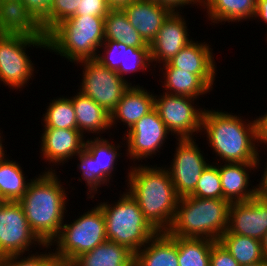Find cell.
I'll return each mask as SVG.
<instances>
[{
	"label": "cell",
	"instance_id": "obj_1",
	"mask_svg": "<svg viewBox=\"0 0 267 266\" xmlns=\"http://www.w3.org/2000/svg\"><path fill=\"white\" fill-rule=\"evenodd\" d=\"M252 120L239 113L204 109L201 135L207 137L208 146L218 160L215 163H260L256 118Z\"/></svg>",
	"mask_w": 267,
	"mask_h": 266
},
{
	"label": "cell",
	"instance_id": "obj_2",
	"mask_svg": "<svg viewBox=\"0 0 267 266\" xmlns=\"http://www.w3.org/2000/svg\"><path fill=\"white\" fill-rule=\"evenodd\" d=\"M166 166L133 164L125 183L128 185L126 191L137 201L145 218L158 232L170 229L180 198Z\"/></svg>",
	"mask_w": 267,
	"mask_h": 266
},
{
	"label": "cell",
	"instance_id": "obj_3",
	"mask_svg": "<svg viewBox=\"0 0 267 266\" xmlns=\"http://www.w3.org/2000/svg\"><path fill=\"white\" fill-rule=\"evenodd\" d=\"M57 172H41L33 177L18 201L29 226L37 237L49 245L59 234L68 210V191ZM69 199V200H68Z\"/></svg>",
	"mask_w": 267,
	"mask_h": 266
},
{
	"label": "cell",
	"instance_id": "obj_4",
	"mask_svg": "<svg viewBox=\"0 0 267 266\" xmlns=\"http://www.w3.org/2000/svg\"><path fill=\"white\" fill-rule=\"evenodd\" d=\"M230 205L227 199L181 197L167 232L174 237L218 241L228 230Z\"/></svg>",
	"mask_w": 267,
	"mask_h": 266
},
{
	"label": "cell",
	"instance_id": "obj_5",
	"mask_svg": "<svg viewBox=\"0 0 267 266\" xmlns=\"http://www.w3.org/2000/svg\"><path fill=\"white\" fill-rule=\"evenodd\" d=\"M105 17L74 15L62 21L47 34L46 50L70 63L96 59L105 40Z\"/></svg>",
	"mask_w": 267,
	"mask_h": 266
},
{
	"label": "cell",
	"instance_id": "obj_6",
	"mask_svg": "<svg viewBox=\"0 0 267 266\" xmlns=\"http://www.w3.org/2000/svg\"><path fill=\"white\" fill-rule=\"evenodd\" d=\"M110 204L105 201L97 203L104 214L107 239L136 254L158 231L145 218L126 188L119 200Z\"/></svg>",
	"mask_w": 267,
	"mask_h": 266
},
{
	"label": "cell",
	"instance_id": "obj_7",
	"mask_svg": "<svg viewBox=\"0 0 267 266\" xmlns=\"http://www.w3.org/2000/svg\"><path fill=\"white\" fill-rule=\"evenodd\" d=\"M78 217L69 223L64 221L59 234L49 244L56 245L52 250L62 266H69L80 255L108 240L104 214L97 204Z\"/></svg>",
	"mask_w": 267,
	"mask_h": 266
},
{
	"label": "cell",
	"instance_id": "obj_8",
	"mask_svg": "<svg viewBox=\"0 0 267 266\" xmlns=\"http://www.w3.org/2000/svg\"><path fill=\"white\" fill-rule=\"evenodd\" d=\"M47 49V40L24 35L0 34V83L12 90L28 86L34 77L35 64L28 48ZM15 88V89H14Z\"/></svg>",
	"mask_w": 267,
	"mask_h": 266
},
{
	"label": "cell",
	"instance_id": "obj_9",
	"mask_svg": "<svg viewBox=\"0 0 267 266\" xmlns=\"http://www.w3.org/2000/svg\"><path fill=\"white\" fill-rule=\"evenodd\" d=\"M74 64L83 67L81 84L78 86L79 92L90 97L109 114L116 109L125 92L133 85L96 59L82 60Z\"/></svg>",
	"mask_w": 267,
	"mask_h": 266
},
{
	"label": "cell",
	"instance_id": "obj_10",
	"mask_svg": "<svg viewBox=\"0 0 267 266\" xmlns=\"http://www.w3.org/2000/svg\"><path fill=\"white\" fill-rule=\"evenodd\" d=\"M196 99L164 92L155 95V109L175 139H194V135L201 134L205 108L196 107Z\"/></svg>",
	"mask_w": 267,
	"mask_h": 266
},
{
	"label": "cell",
	"instance_id": "obj_11",
	"mask_svg": "<svg viewBox=\"0 0 267 266\" xmlns=\"http://www.w3.org/2000/svg\"><path fill=\"white\" fill-rule=\"evenodd\" d=\"M37 245L46 246L29 226L20 203L4 201L0 208V256H26Z\"/></svg>",
	"mask_w": 267,
	"mask_h": 266
},
{
	"label": "cell",
	"instance_id": "obj_12",
	"mask_svg": "<svg viewBox=\"0 0 267 266\" xmlns=\"http://www.w3.org/2000/svg\"><path fill=\"white\" fill-rule=\"evenodd\" d=\"M123 135L122 139L124 140L120 143L125 148L127 147L125 149L127 155L124 156L131 159L134 164L137 160V163L140 161L142 163L143 159L146 161L145 158L150 159L154 155L157 156L156 154L160 153L168 136H172L155 108Z\"/></svg>",
	"mask_w": 267,
	"mask_h": 266
},
{
	"label": "cell",
	"instance_id": "obj_13",
	"mask_svg": "<svg viewBox=\"0 0 267 266\" xmlns=\"http://www.w3.org/2000/svg\"><path fill=\"white\" fill-rule=\"evenodd\" d=\"M175 154L166 169L169 171L177 195H191L202 172L210 164L194 139H176ZM207 159V160H206ZM207 161V162H206ZM170 166V167H169Z\"/></svg>",
	"mask_w": 267,
	"mask_h": 266
},
{
	"label": "cell",
	"instance_id": "obj_14",
	"mask_svg": "<svg viewBox=\"0 0 267 266\" xmlns=\"http://www.w3.org/2000/svg\"><path fill=\"white\" fill-rule=\"evenodd\" d=\"M42 130L41 142H39L41 143V159H45V162L51 164L48 168L45 166L44 172H56L54 166H63L84 149L87 136H84L79 130L58 128H44Z\"/></svg>",
	"mask_w": 267,
	"mask_h": 266
},
{
	"label": "cell",
	"instance_id": "obj_15",
	"mask_svg": "<svg viewBox=\"0 0 267 266\" xmlns=\"http://www.w3.org/2000/svg\"><path fill=\"white\" fill-rule=\"evenodd\" d=\"M228 231L262 241L267 232V196L259 193L248 201L232 202Z\"/></svg>",
	"mask_w": 267,
	"mask_h": 266
},
{
	"label": "cell",
	"instance_id": "obj_16",
	"mask_svg": "<svg viewBox=\"0 0 267 266\" xmlns=\"http://www.w3.org/2000/svg\"><path fill=\"white\" fill-rule=\"evenodd\" d=\"M182 15H181V14ZM182 12H172L158 30L157 36L149 44L151 63L169 62L182 48L191 41L188 26Z\"/></svg>",
	"mask_w": 267,
	"mask_h": 266
},
{
	"label": "cell",
	"instance_id": "obj_17",
	"mask_svg": "<svg viewBox=\"0 0 267 266\" xmlns=\"http://www.w3.org/2000/svg\"><path fill=\"white\" fill-rule=\"evenodd\" d=\"M191 41L182 48L169 62L158 68H178L191 74L199 75L212 89L217 75V63L209 43Z\"/></svg>",
	"mask_w": 267,
	"mask_h": 266
},
{
	"label": "cell",
	"instance_id": "obj_18",
	"mask_svg": "<svg viewBox=\"0 0 267 266\" xmlns=\"http://www.w3.org/2000/svg\"><path fill=\"white\" fill-rule=\"evenodd\" d=\"M214 164L218 167L220 174L223 199H227L231 203L248 201L260 193V184L252 186L249 174L252 172L251 170L260 169L261 163L219 162Z\"/></svg>",
	"mask_w": 267,
	"mask_h": 266
},
{
	"label": "cell",
	"instance_id": "obj_19",
	"mask_svg": "<svg viewBox=\"0 0 267 266\" xmlns=\"http://www.w3.org/2000/svg\"><path fill=\"white\" fill-rule=\"evenodd\" d=\"M121 9L133 28L148 44L155 39L158 30L172 13L169 8L151 0H133Z\"/></svg>",
	"mask_w": 267,
	"mask_h": 266
},
{
	"label": "cell",
	"instance_id": "obj_20",
	"mask_svg": "<svg viewBox=\"0 0 267 266\" xmlns=\"http://www.w3.org/2000/svg\"><path fill=\"white\" fill-rule=\"evenodd\" d=\"M0 34L47 39L41 23L21 0H0Z\"/></svg>",
	"mask_w": 267,
	"mask_h": 266
},
{
	"label": "cell",
	"instance_id": "obj_21",
	"mask_svg": "<svg viewBox=\"0 0 267 266\" xmlns=\"http://www.w3.org/2000/svg\"><path fill=\"white\" fill-rule=\"evenodd\" d=\"M155 108V94L143 86L131 85L118 102L116 109L111 113V128L116 124L125 125L127 130L133 127L143 116ZM120 120V121H119Z\"/></svg>",
	"mask_w": 267,
	"mask_h": 266
},
{
	"label": "cell",
	"instance_id": "obj_22",
	"mask_svg": "<svg viewBox=\"0 0 267 266\" xmlns=\"http://www.w3.org/2000/svg\"><path fill=\"white\" fill-rule=\"evenodd\" d=\"M134 266H179L177 237L158 232L135 254Z\"/></svg>",
	"mask_w": 267,
	"mask_h": 266
},
{
	"label": "cell",
	"instance_id": "obj_23",
	"mask_svg": "<svg viewBox=\"0 0 267 266\" xmlns=\"http://www.w3.org/2000/svg\"><path fill=\"white\" fill-rule=\"evenodd\" d=\"M70 98L75 110L77 130L83 135L87 132L101 137V134L111 129V114L102 106L80 92Z\"/></svg>",
	"mask_w": 267,
	"mask_h": 266
},
{
	"label": "cell",
	"instance_id": "obj_24",
	"mask_svg": "<svg viewBox=\"0 0 267 266\" xmlns=\"http://www.w3.org/2000/svg\"><path fill=\"white\" fill-rule=\"evenodd\" d=\"M203 6V7H202ZM257 0H201L211 25L254 19Z\"/></svg>",
	"mask_w": 267,
	"mask_h": 266
},
{
	"label": "cell",
	"instance_id": "obj_25",
	"mask_svg": "<svg viewBox=\"0 0 267 266\" xmlns=\"http://www.w3.org/2000/svg\"><path fill=\"white\" fill-rule=\"evenodd\" d=\"M121 147L123 146L120 143L116 144L115 142L113 144V141L110 142L108 138L104 139L102 136H94V138L90 137L85 140L84 149L95 160L96 178L104 186L109 187L111 185L110 180H113L112 176L116 171V162L121 158L122 153L119 151Z\"/></svg>",
	"mask_w": 267,
	"mask_h": 266
},
{
	"label": "cell",
	"instance_id": "obj_26",
	"mask_svg": "<svg viewBox=\"0 0 267 266\" xmlns=\"http://www.w3.org/2000/svg\"><path fill=\"white\" fill-rule=\"evenodd\" d=\"M163 92L170 95L197 98L213 90L199 75L178 68H160Z\"/></svg>",
	"mask_w": 267,
	"mask_h": 266
},
{
	"label": "cell",
	"instance_id": "obj_27",
	"mask_svg": "<svg viewBox=\"0 0 267 266\" xmlns=\"http://www.w3.org/2000/svg\"><path fill=\"white\" fill-rule=\"evenodd\" d=\"M135 254L123 245L106 240L69 266H134Z\"/></svg>",
	"mask_w": 267,
	"mask_h": 266
},
{
	"label": "cell",
	"instance_id": "obj_28",
	"mask_svg": "<svg viewBox=\"0 0 267 266\" xmlns=\"http://www.w3.org/2000/svg\"><path fill=\"white\" fill-rule=\"evenodd\" d=\"M105 40L124 43L128 47L150 48L128 21L121 8H111L104 18Z\"/></svg>",
	"mask_w": 267,
	"mask_h": 266
},
{
	"label": "cell",
	"instance_id": "obj_29",
	"mask_svg": "<svg viewBox=\"0 0 267 266\" xmlns=\"http://www.w3.org/2000/svg\"><path fill=\"white\" fill-rule=\"evenodd\" d=\"M8 157L7 154L0 157V197L4 201H19L32 179H26L20 163Z\"/></svg>",
	"mask_w": 267,
	"mask_h": 266
},
{
	"label": "cell",
	"instance_id": "obj_30",
	"mask_svg": "<svg viewBox=\"0 0 267 266\" xmlns=\"http://www.w3.org/2000/svg\"><path fill=\"white\" fill-rule=\"evenodd\" d=\"M241 265L264 261L262 241L242 235L231 234L228 230L218 240Z\"/></svg>",
	"mask_w": 267,
	"mask_h": 266
},
{
	"label": "cell",
	"instance_id": "obj_31",
	"mask_svg": "<svg viewBox=\"0 0 267 266\" xmlns=\"http://www.w3.org/2000/svg\"><path fill=\"white\" fill-rule=\"evenodd\" d=\"M216 241L177 237L179 266H210V251Z\"/></svg>",
	"mask_w": 267,
	"mask_h": 266
},
{
	"label": "cell",
	"instance_id": "obj_32",
	"mask_svg": "<svg viewBox=\"0 0 267 266\" xmlns=\"http://www.w3.org/2000/svg\"><path fill=\"white\" fill-rule=\"evenodd\" d=\"M42 116V126L44 128L77 130L75 110L69 96L50 100L46 112Z\"/></svg>",
	"mask_w": 267,
	"mask_h": 266
},
{
	"label": "cell",
	"instance_id": "obj_33",
	"mask_svg": "<svg viewBox=\"0 0 267 266\" xmlns=\"http://www.w3.org/2000/svg\"><path fill=\"white\" fill-rule=\"evenodd\" d=\"M214 162H210L208 167L202 172L195 190L190 196L207 199H223L221 178L218 167Z\"/></svg>",
	"mask_w": 267,
	"mask_h": 266
},
{
	"label": "cell",
	"instance_id": "obj_34",
	"mask_svg": "<svg viewBox=\"0 0 267 266\" xmlns=\"http://www.w3.org/2000/svg\"><path fill=\"white\" fill-rule=\"evenodd\" d=\"M151 58H150V48H136V47H128L125 51L124 57V67H119L116 71L125 81H129L126 78L128 74H136L139 71L146 72V70H152L150 67Z\"/></svg>",
	"mask_w": 267,
	"mask_h": 266
},
{
	"label": "cell",
	"instance_id": "obj_35",
	"mask_svg": "<svg viewBox=\"0 0 267 266\" xmlns=\"http://www.w3.org/2000/svg\"><path fill=\"white\" fill-rule=\"evenodd\" d=\"M74 158H78L77 167L79 172L81 173V177L78 178L79 181L84 180L87 186V199H94L95 195L100 192L101 186H104L97 178H96V166L95 160L92 156L83 149L78 155ZM82 178V179H81Z\"/></svg>",
	"mask_w": 267,
	"mask_h": 266
},
{
	"label": "cell",
	"instance_id": "obj_36",
	"mask_svg": "<svg viewBox=\"0 0 267 266\" xmlns=\"http://www.w3.org/2000/svg\"><path fill=\"white\" fill-rule=\"evenodd\" d=\"M100 48L98 49L96 60L102 65L113 71H117L119 67H124L127 45L112 40H104Z\"/></svg>",
	"mask_w": 267,
	"mask_h": 266
},
{
	"label": "cell",
	"instance_id": "obj_37",
	"mask_svg": "<svg viewBox=\"0 0 267 266\" xmlns=\"http://www.w3.org/2000/svg\"><path fill=\"white\" fill-rule=\"evenodd\" d=\"M78 8V0H53L48 17L41 23L48 34L56 25L74 16Z\"/></svg>",
	"mask_w": 267,
	"mask_h": 266
},
{
	"label": "cell",
	"instance_id": "obj_38",
	"mask_svg": "<svg viewBox=\"0 0 267 266\" xmlns=\"http://www.w3.org/2000/svg\"><path fill=\"white\" fill-rule=\"evenodd\" d=\"M45 248L44 253L39 251L40 254L36 252L31 255L27 254L26 257L23 255L5 257V266H62L60 260L52 252L51 246L46 245Z\"/></svg>",
	"mask_w": 267,
	"mask_h": 266
},
{
	"label": "cell",
	"instance_id": "obj_39",
	"mask_svg": "<svg viewBox=\"0 0 267 266\" xmlns=\"http://www.w3.org/2000/svg\"><path fill=\"white\" fill-rule=\"evenodd\" d=\"M110 9L106 0H78L75 15L106 16Z\"/></svg>",
	"mask_w": 267,
	"mask_h": 266
},
{
	"label": "cell",
	"instance_id": "obj_40",
	"mask_svg": "<svg viewBox=\"0 0 267 266\" xmlns=\"http://www.w3.org/2000/svg\"><path fill=\"white\" fill-rule=\"evenodd\" d=\"M210 266H241L228 252V250L216 241L210 251Z\"/></svg>",
	"mask_w": 267,
	"mask_h": 266
},
{
	"label": "cell",
	"instance_id": "obj_41",
	"mask_svg": "<svg viewBox=\"0 0 267 266\" xmlns=\"http://www.w3.org/2000/svg\"><path fill=\"white\" fill-rule=\"evenodd\" d=\"M34 17L42 23L47 17L53 0H21Z\"/></svg>",
	"mask_w": 267,
	"mask_h": 266
},
{
	"label": "cell",
	"instance_id": "obj_42",
	"mask_svg": "<svg viewBox=\"0 0 267 266\" xmlns=\"http://www.w3.org/2000/svg\"><path fill=\"white\" fill-rule=\"evenodd\" d=\"M157 4L169 8L172 12H181L180 10L189 6H201V0H151ZM196 4V5H194ZM179 9V10H178Z\"/></svg>",
	"mask_w": 267,
	"mask_h": 266
},
{
	"label": "cell",
	"instance_id": "obj_43",
	"mask_svg": "<svg viewBox=\"0 0 267 266\" xmlns=\"http://www.w3.org/2000/svg\"><path fill=\"white\" fill-rule=\"evenodd\" d=\"M257 123V145L258 149L260 145L263 144L264 149L267 148V111L266 113L261 114L260 116L256 117ZM266 145V147H265ZM267 151V149H266Z\"/></svg>",
	"mask_w": 267,
	"mask_h": 266
},
{
	"label": "cell",
	"instance_id": "obj_44",
	"mask_svg": "<svg viewBox=\"0 0 267 266\" xmlns=\"http://www.w3.org/2000/svg\"><path fill=\"white\" fill-rule=\"evenodd\" d=\"M255 19L262 20L265 25L267 24V0H257Z\"/></svg>",
	"mask_w": 267,
	"mask_h": 266
},
{
	"label": "cell",
	"instance_id": "obj_45",
	"mask_svg": "<svg viewBox=\"0 0 267 266\" xmlns=\"http://www.w3.org/2000/svg\"><path fill=\"white\" fill-rule=\"evenodd\" d=\"M265 165L266 166L264 167V171L263 174L261 175L259 184H260V193L267 196V161L265 162Z\"/></svg>",
	"mask_w": 267,
	"mask_h": 266
},
{
	"label": "cell",
	"instance_id": "obj_46",
	"mask_svg": "<svg viewBox=\"0 0 267 266\" xmlns=\"http://www.w3.org/2000/svg\"><path fill=\"white\" fill-rule=\"evenodd\" d=\"M131 1L133 0H106V2L111 8H121Z\"/></svg>",
	"mask_w": 267,
	"mask_h": 266
},
{
	"label": "cell",
	"instance_id": "obj_47",
	"mask_svg": "<svg viewBox=\"0 0 267 266\" xmlns=\"http://www.w3.org/2000/svg\"><path fill=\"white\" fill-rule=\"evenodd\" d=\"M262 252L265 260L267 261V232L262 240Z\"/></svg>",
	"mask_w": 267,
	"mask_h": 266
},
{
	"label": "cell",
	"instance_id": "obj_48",
	"mask_svg": "<svg viewBox=\"0 0 267 266\" xmlns=\"http://www.w3.org/2000/svg\"><path fill=\"white\" fill-rule=\"evenodd\" d=\"M3 132H1V130H0V157L1 156H3L4 154H5V151H6V153H7V150H5V149H7V148H5L4 147V139H3Z\"/></svg>",
	"mask_w": 267,
	"mask_h": 266
},
{
	"label": "cell",
	"instance_id": "obj_49",
	"mask_svg": "<svg viewBox=\"0 0 267 266\" xmlns=\"http://www.w3.org/2000/svg\"><path fill=\"white\" fill-rule=\"evenodd\" d=\"M243 266H267V261L264 260V261H261V262H257V263L249 264V265H243Z\"/></svg>",
	"mask_w": 267,
	"mask_h": 266
},
{
	"label": "cell",
	"instance_id": "obj_50",
	"mask_svg": "<svg viewBox=\"0 0 267 266\" xmlns=\"http://www.w3.org/2000/svg\"><path fill=\"white\" fill-rule=\"evenodd\" d=\"M0 266H5V256H0Z\"/></svg>",
	"mask_w": 267,
	"mask_h": 266
},
{
	"label": "cell",
	"instance_id": "obj_51",
	"mask_svg": "<svg viewBox=\"0 0 267 266\" xmlns=\"http://www.w3.org/2000/svg\"><path fill=\"white\" fill-rule=\"evenodd\" d=\"M3 202H4V200L0 197V208H1L2 204H3Z\"/></svg>",
	"mask_w": 267,
	"mask_h": 266
}]
</instances>
